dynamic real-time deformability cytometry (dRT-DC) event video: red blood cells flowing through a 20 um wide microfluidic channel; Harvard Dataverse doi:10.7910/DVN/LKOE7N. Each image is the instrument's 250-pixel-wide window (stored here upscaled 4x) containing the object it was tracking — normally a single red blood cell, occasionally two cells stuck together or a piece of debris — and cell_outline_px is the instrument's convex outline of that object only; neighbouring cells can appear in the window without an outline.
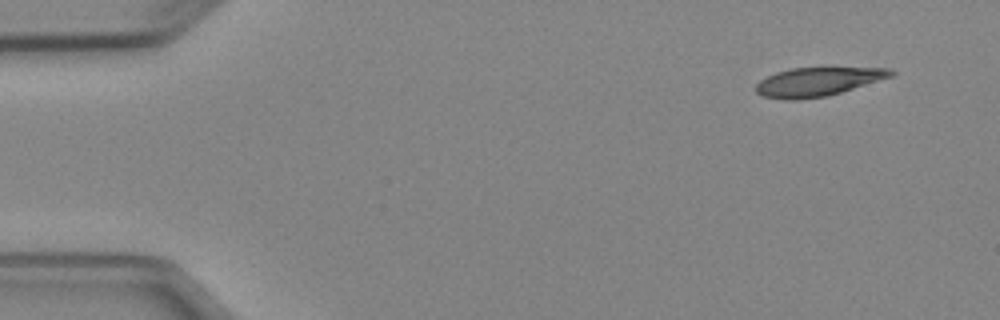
{"species": "Egyptian fruit bat (a non-hibernating species)", "species_latin": "Rousettus aegyptiacus", "temperature_condition": "cold", "stored_images_in_passage": 5, "camera_frame_rate_fps": 3000, "um_per_image_px": 0.085, "animal": {"sex": "female"}, "frame": {"image": 1, "passage_image": 1, "time_ms": 0.0, "image_size_px": [1000, 320], "cell_outline_px": [[896, 72], [892, 76], [828, 96], [796, 100], [784, 100], [764, 96], [756, 92], [756, 84], [760, 80], [776, 72], [792, 68], [892, 68]], "centroid_in_image_um": [69.49, 6.95], "position_along_channel_um": 15.5, "area_um2": 22.43}}
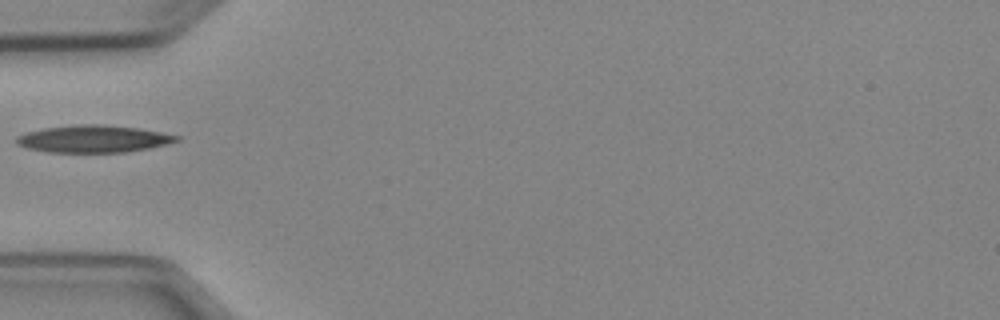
{"frame": {"image": 2, "passage_image": 4, "time_ms": 4.333, "image_size_px": [1000, 320], "cell_outline_px": [[180, 140], [148, 148], [128, 152], [48, 152], [28, 148], [16, 144], [16, 136], [28, 132], [44, 128], [76, 124], [104, 124], [136, 128], [160, 132], [180, 136]], "centroid_in_image_um": [7.92, 11.8], "position_along_channel_um": 77.1, "area_um2": 25.26}}
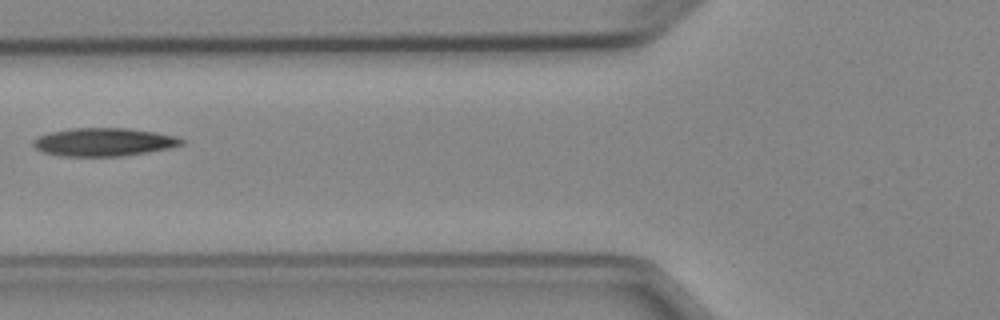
{"frame": {"image": 3, "passage_image": 5, "time_ms": 5.333, "image_size_px": [1000, 320], "cell_outline_px": [[184, 144], [168, 148], [148, 152], [124, 156], [60, 156], [44, 152], [36, 148], [32, 144], [32, 140], [36, 136], [52, 132], [72, 128], [128, 128], [156, 132], [176, 136], [184, 140]], "centroid_in_image_um": [8.82, 12.07], "position_along_channel_um": 117.0, "area_um2": 24.39}}